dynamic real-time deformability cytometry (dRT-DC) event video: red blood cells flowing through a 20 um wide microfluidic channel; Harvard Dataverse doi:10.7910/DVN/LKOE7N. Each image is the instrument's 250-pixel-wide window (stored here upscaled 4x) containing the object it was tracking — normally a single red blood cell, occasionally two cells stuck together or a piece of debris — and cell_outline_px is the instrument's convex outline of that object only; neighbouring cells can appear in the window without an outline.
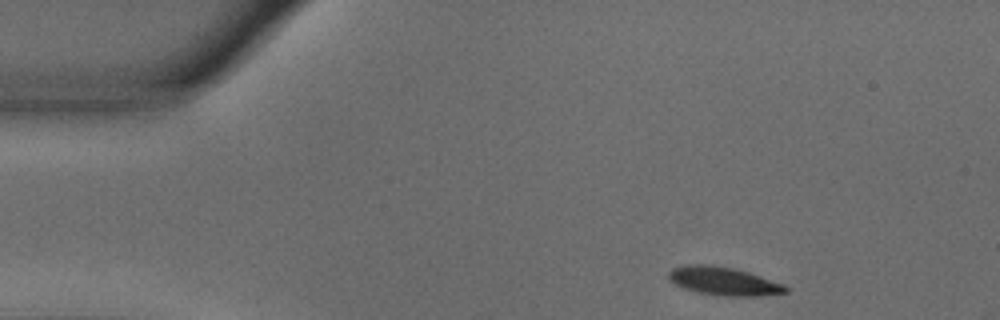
{"species": "common noctule bat (a hibernating species)", "species_latin": "Nyctalus noctula", "temperature_condition": "warm", "stored_images_in_passage": 48, "camera_frame_rate_fps": 3000, "um_per_image_px": 0.085, "animal": {"sex": "male", "body_mass_g": 18.8}, "frame": {"image": 1, "passage_image": 1, "time_ms": 0.0, "image_size_px": [1000, 320], "cell_outline_px": [[788, 292], [760, 296], [724, 296], [700, 292], [684, 288], [668, 280], [668, 272], [672, 268], [692, 264], [704, 264], [732, 268], [748, 272], [784, 284], [788, 288]], "centroid_in_image_um": [61.52, 23.9], "position_along_channel_um": 23.5, "area_um2": 19.07}}
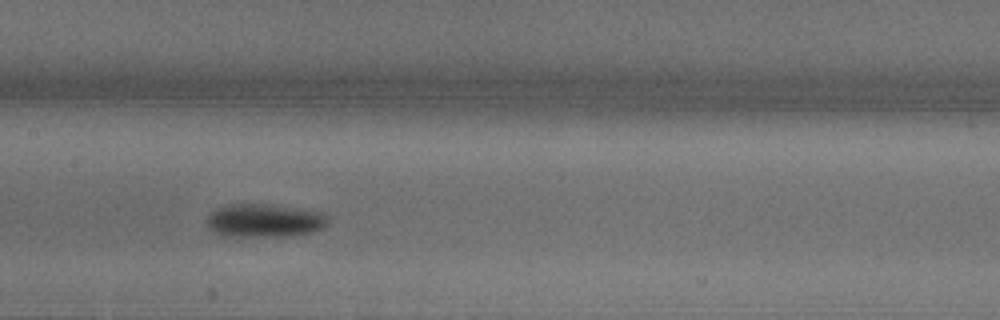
{"frame": {"image": 2, "passage_image": 20, "time_ms": 6.333, "image_size_px": [1000, 320], "cell_outline_px": [[328, 224], [312, 232], [284, 236], [220, 236], [212, 232], [208, 228], [208, 216], [216, 208], [224, 204], [272, 204], [324, 212], [328, 216]], "centroid_in_image_um": [22.46, 18.73], "position_along_channel_um": 184.9, "area_um2": 23.76}}
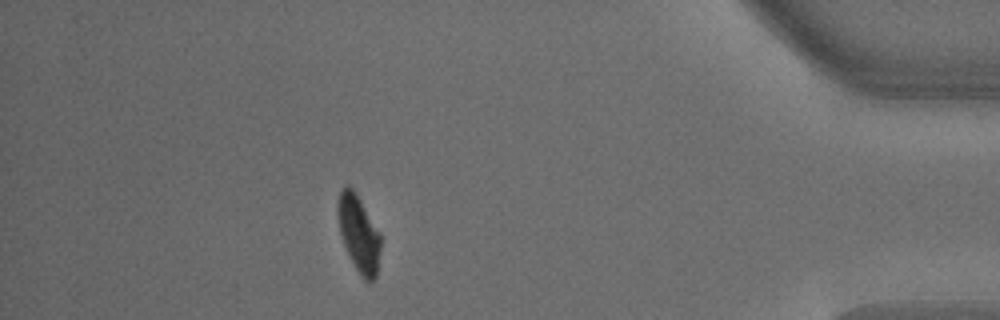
{"frame": {"image": 3, "passage_image": 42, "time_ms": 13.667, "image_size_px": [1000, 320], "cell_outline_px": [[380, 248], [376, 280], [364, 280], [360, 276], [344, 244], [340, 232], [336, 212], [336, 204], [340, 188], [344, 184], [348, 184], [356, 192], [380, 232]], "centroid_in_image_um": [30.47, 19.78], "position_along_channel_um": 404.7, "area_um2": 19.31}, "authors_computed_cell_mechanics": {"area_um2": 21.0681, "velocity_mm_per_s": 3.6458, "shape_relaxation_time_tau1_ms": 3.3911, "shape_relaxation_time_tau2_ms": null, "deformation_change_tau1": 0.1818, "deformation_change_tau2": null}}